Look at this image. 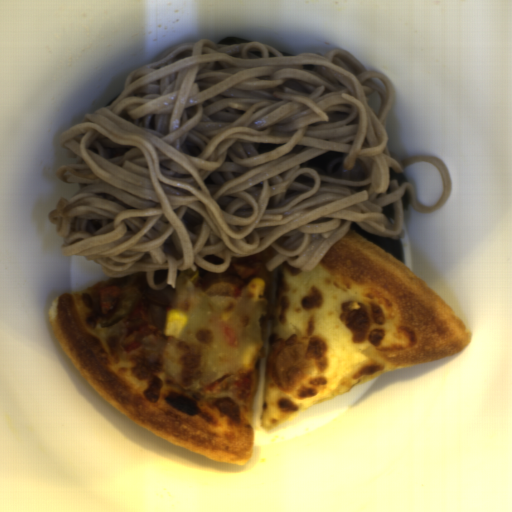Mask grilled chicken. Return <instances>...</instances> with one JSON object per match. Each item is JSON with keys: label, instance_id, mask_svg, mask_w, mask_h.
I'll return each instance as SVG.
<instances>
[{"label": "grilled chicken", "instance_id": "277b20a1", "mask_svg": "<svg viewBox=\"0 0 512 512\" xmlns=\"http://www.w3.org/2000/svg\"><path fill=\"white\" fill-rule=\"evenodd\" d=\"M147 308V300L141 299L131 311L121 345L128 353L141 351L148 363L161 364L169 336L157 328Z\"/></svg>", "mask_w": 512, "mask_h": 512}, {"label": "grilled chicken", "instance_id": "a9712176", "mask_svg": "<svg viewBox=\"0 0 512 512\" xmlns=\"http://www.w3.org/2000/svg\"><path fill=\"white\" fill-rule=\"evenodd\" d=\"M278 254L272 245L263 251L247 256L233 257L227 267L235 268L237 274L249 287L251 280L260 278L264 283V289L270 285L272 269L267 270L266 264Z\"/></svg>", "mask_w": 512, "mask_h": 512}]
</instances>
